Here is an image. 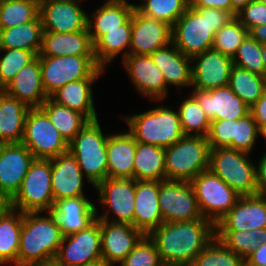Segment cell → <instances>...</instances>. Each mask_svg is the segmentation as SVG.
Instances as JSON below:
<instances>
[{"mask_svg":"<svg viewBox=\"0 0 266 266\" xmlns=\"http://www.w3.org/2000/svg\"><path fill=\"white\" fill-rule=\"evenodd\" d=\"M215 236V225L207 219L164 222L148 235L165 266H190Z\"/></svg>","mask_w":266,"mask_h":266,"instance_id":"6da1fadb","label":"cell"},{"mask_svg":"<svg viewBox=\"0 0 266 266\" xmlns=\"http://www.w3.org/2000/svg\"><path fill=\"white\" fill-rule=\"evenodd\" d=\"M235 16L216 8H192L172 26V43L185 56L193 57L211 49L214 34Z\"/></svg>","mask_w":266,"mask_h":266,"instance_id":"7a4b0ae2","label":"cell"},{"mask_svg":"<svg viewBox=\"0 0 266 266\" xmlns=\"http://www.w3.org/2000/svg\"><path fill=\"white\" fill-rule=\"evenodd\" d=\"M23 213L16 266H32L56 257L63 235L53 218Z\"/></svg>","mask_w":266,"mask_h":266,"instance_id":"3957f363","label":"cell"},{"mask_svg":"<svg viewBox=\"0 0 266 266\" xmlns=\"http://www.w3.org/2000/svg\"><path fill=\"white\" fill-rule=\"evenodd\" d=\"M128 132L136 142L168 147L185 136L179 112L167 106H158L147 112L126 116Z\"/></svg>","mask_w":266,"mask_h":266,"instance_id":"277c9868","label":"cell"},{"mask_svg":"<svg viewBox=\"0 0 266 266\" xmlns=\"http://www.w3.org/2000/svg\"><path fill=\"white\" fill-rule=\"evenodd\" d=\"M107 139L98 119L88 121L69 142V152L76 158L85 177L94 187L107 178Z\"/></svg>","mask_w":266,"mask_h":266,"instance_id":"5b68a950","label":"cell"},{"mask_svg":"<svg viewBox=\"0 0 266 266\" xmlns=\"http://www.w3.org/2000/svg\"><path fill=\"white\" fill-rule=\"evenodd\" d=\"M210 146L207 137L185 135L165 147L166 180L190 182L209 169Z\"/></svg>","mask_w":266,"mask_h":266,"instance_id":"8992f818","label":"cell"},{"mask_svg":"<svg viewBox=\"0 0 266 266\" xmlns=\"http://www.w3.org/2000/svg\"><path fill=\"white\" fill-rule=\"evenodd\" d=\"M249 153L233 148L210 149L209 169L240 196H254L257 192L256 166Z\"/></svg>","mask_w":266,"mask_h":266,"instance_id":"52a82bcc","label":"cell"},{"mask_svg":"<svg viewBox=\"0 0 266 266\" xmlns=\"http://www.w3.org/2000/svg\"><path fill=\"white\" fill-rule=\"evenodd\" d=\"M38 57L42 83L48 97L69 82L98 78L104 73V68L96 63L95 56Z\"/></svg>","mask_w":266,"mask_h":266,"instance_id":"ba28073f","label":"cell"},{"mask_svg":"<svg viewBox=\"0 0 266 266\" xmlns=\"http://www.w3.org/2000/svg\"><path fill=\"white\" fill-rule=\"evenodd\" d=\"M50 159L35 158L19 191L11 199L13 209L22 213L47 212L54 204Z\"/></svg>","mask_w":266,"mask_h":266,"instance_id":"9c48e42d","label":"cell"},{"mask_svg":"<svg viewBox=\"0 0 266 266\" xmlns=\"http://www.w3.org/2000/svg\"><path fill=\"white\" fill-rule=\"evenodd\" d=\"M190 184L203 218L215 226L240 198V195L210 169L199 173Z\"/></svg>","mask_w":266,"mask_h":266,"instance_id":"30bf717a","label":"cell"},{"mask_svg":"<svg viewBox=\"0 0 266 266\" xmlns=\"http://www.w3.org/2000/svg\"><path fill=\"white\" fill-rule=\"evenodd\" d=\"M21 143L37 159H52L69 150V143L41 108L29 110Z\"/></svg>","mask_w":266,"mask_h":266,"instance_id":"8fae6325","label":"cell"},{"mask_svg":"<svg viewBox=\"0 0 266 266\" xmlns=\"http://www.w3.org/2000/svg\"><path fill=\"white\" fill-rule=\"evenodd\" d=\"M158 200L163 223L204 219L190 182L160 181Z\"/></svg>","mask_w":266,"mask_h":266,"instance_id":"7c38bea8","label":"cell"},{"mask_svg":"<svg viewBox=\"0 0 266 266\" xmlns=\"http://www.w3.org/2000/svg\"><path fill=\"white\" fill-rule=\"evenodd\" d=\"M55 259L63 266H88L102 262L100 220L87 229L63 236Z\"/></svg>","mask_w":266,"mask_h":266,"instance_id":"4fadbf2b","label":"cell"},{"mask_svg":"<svg viewBox=\"0 0 266 266\" xmlns=\"http://www.w3.org/2000/svg\"><path fill=\"white\" fill-rule=\"evenodd\" d=\"M107 214L98 216L101 231L102 262L114 266L121 263L125 257L134 249L138 242L145 236L134 226L125 223L109 221Z\"/></svg>","mask_w":266,"mask_h":266,"instance_id":"5bb4252c","label":"cell"},{"mask_svg":"<svg viewBox=\"0 0 266 266\" xmlns=\"http://www.w3.org/2000/svg\"><path fill=\"white\" fill-rule=\"evenodd\" d=\"M171 43L172 26L164 21L147 17L134 9L130 51H125L122 57L125 58L129 54L150 55Z\"/></svg>","mask_w":266,"mask_h":266,"instance_id":"9a60e30c","label":"cell"},{"mask_svg":"<svg viewBox=\"0 0 266 266\" xmlns=\"http://www.w3.org/2000/svg\"><path fill=\"white\" fill-rule=\"evenodd\" d=\"M44 32L72 33L87 28L88 15L76 0H49L40 4Z\"/></svg>","mask_w":266,"mask_h":266,"instance_id":"2e32d148","label":"cell"},{"mask_svg":"<svg viewBox=\"0 0 266 266\" xmlns=\"http://www.w3.org/2000/svg\"><path fill=\"white\" fill-rule=\"evenodd\" d=\"M63 236L87 229L97 220V208L85 196L55 200L48 212Z\"/></svg>","mask_w":266,"mask_h":266,"instance_id":"e0dca14e","label":"cell"},{"mask_svg":"<svg viewBox=\"0 0 266 266\" xmlns=\"http://www.w3.org/2000/svg\"><path fill=\"white\" fill-rule=\"evenodd\" d=\"M192 86L194 89L212 90L228 86L232 58L213 48L193 56Z\"/></svg>","mask_w":266,"mask_h":266,"instance_id":"ac0fdd59","label":"cell"},{"mask_svg":"<svg viewBox=\"0 0 266 266\" xmlns=\"http://www.w3.org/2000/svg\"><path fill=\"white\" fill-rule=\"evenodd\" d=\"M34 155L20 144H4L0 150V195L12 199L34 161Z\"/></svg>","mask_w":266,"mask_h":266,"instance_id":"d6986e66","label":"cell"},{"mask_svg":"<svg viewBox=\"0 0 266 266\" xmlns=\"http://www.w3.org/2000/svg\"><path fill=\"white\" fill-rule=\"evenodd\" d=\"M100 203L109 207L115 217V223L133 226L135 209V179L106 178L96 187Z\"/></svg>","mask_w":266,"mask_h":266,"instance_id":"ffe728a7","label":"cell"},{"mask_svg":"<svg viewBox=\"0 0 266 266\" xmlns=\"http://www.w3.org/2000/svg\"><path fill=\"white\" fill-rule=\"evenodd\" d=\"M192 96L210 121L239 119L249 113L250 107L229 86L212 90L194 89Z\"/></svg>","mask_w":266,"mask_h":266,"instance_id":"44dd1931","label":"cell"},{"mask_svg":"<svg viewBox=\"0 0 266 266\" xmlns=\"http://www.w3.org/2000/svg\"><path fill=\"white\" fill-rule=\"evenodd\" d=\"M133 85L145 97L161 101L167 95V85L161 70L149 55L129 54L123 59Z\"/></svg>","mask_w":266,"mask_h":266,"instance_id":"7402d4cb","label":"cell"},{"mask_svg":"<svg viewBox=\"0 0 266 266\" xmlns=\"http://www.w3.org/2000/svg\"><path fill=\"white\" fill-rule=\"evenodd\" d=\"M266 228V198L240 196L235 206L216 224V231H250Z\"/></svg>","mask_w":266,"mask_h":266,"instance_id":"603a6c76","label":"cell"},{"mask_svg":"<svg viewBox=\"0 0 266 266\" xmlns=\"http://www.w3.org/2000/svg\"><path fill=\"white\" fill-rule=\"evenodd\" d=\"M160 181L135 180L133 226L148 236L163 223L158 193Z\"/></svg>","mask_w":266,"mask_h":266,"instance_id":"cb8c5ba5","label":"cell"},{"mask_svg":"<svg viewBox=\"0 0 266 266\" xmlns=\"http://www.w3.org/2000/svg\"><path fill=\"white\" fill-rule=\"evenodd\" d=\"M52 166L51 185L55 200L85 196L83 173L76 158L69 152L50 159Z\"/></svg>","mask_w":266,"mask_h":266,"instance_id":"d4e9b609","label":"cell"},{"mask_svg":"<svg viewBox=\"0 0 266 266\" xmlns=\"http://www.w3.org/2000/svg\"><path fill=\"white\" fill-rule=\"evenodd\" d=\"M3 91L30 108H40L48 96L42 83L39 57L37 56L31 63L24 66Z\"/></svg>","mask_w":266,"mask_h":266,"instance_id":"484cf974","label":"cell"},{"mask_svg":"<svg viewBox=\"0 0 266 266\" xmlns=\"http://www.w3.org/2000/svg\"><path fill=\"white\" fill-rule=\"evenodd\" d=\"M95 56L88 27L72 33L43 32L42 48L38 56Z\"/></svg>","mask_w":266,"mask_h":266,"instance_id":"4316f807","label":"cell"},{"mask_svg":"<svg viewBox=\"0 0 266 266\" xmlns=\"http://www.w3.org/2000/svg\"><path fill=\"white\" fill-rule=\"evenodd\" d=\"M136 141L129 133L108 135L107 178L134 179Z\"/></svg>","mask_w":266,"mask_h":266,"instance_id":"83f0119b","label":"cell"},{"mask_svg":"<svg viewBox=\"0 0 266 266\" xmlns=\"http://www.w3.org/2000/svg\"><path fill=\"white\" fill-rule=\"evenodd\" d=\"M149 56L161 70L167 87L171 84L177 85L180 89L182 86L192 85L191 64L194 62L191 57L183 55L173 43L155 50Z\"/></svg>","mask_w":266,"mask_h":266,"instance_id":"f1b7e54d","label":"cell"},{"mask_svg":"<svg viewBox=\"0 0 266 266\" xmlns=\"http://www.w3.org/2000/svg\"><path fill=\"white\" fill-rule=\"evenodd\" d=\"M31 108L0 90V140L4 144H20L27 114Z\"/></svg>","mask_w":266,"mask_h":266,"instance_id":"f546056e","label":"cell"},{"mask_svg":"<svg viewBox=\"0 0 266 266\" xmlns=\"http://www.w3.org/2000/svg\"><path fill=\"white\" fill-rule=\"evenodd\" d=\"M97 78L72 81L55 91L50 98L59 105L83 114L89 121L98 119L93 101L92 84Z\"/></svg>","mask_w":266,"mask_h":266,"instance_id":"4dcf8cb0","label":"cell"},{"mask_svg":"<svg viewBox=\"0 0 266 266\" xmlns=\"http://www.w3.org/2000/svg\"><path fill=\"white\" fill-rule=\"evenodd\" d=\"M135 4L126 0H107L90 18L87 27L93 44L103 35V30L122 29V25L132 16ZM94 28V29H93Z\"/></svg>","mask_w":266,"mask_h":266,"instance_id":"1f68e13d","label":"cell"},{"mask_svg":"<svg viewBox=\"0 0 266 266\" xmlns=\"http://www.w3.org/2000/svg\"><path fill=\"white\" fill-rule=\"evenodd\" d=\"M40 16L31 22L7 29H0V49H24L40 54L43 40Z\"/></svg>","mask_w":266,"mask_h":266,"instance_id":"d6a6232c","label":"cell"},{"mask_svg":"<svg viewBox=\"0 0 266 266\" xmlns=\"http://www.w3.org/2000/svg\"><path fill=\"white\" fill-rule=\"evenodd\" d=\"M133 166L135 180H166L165 148L136 142Z\"/></svg>","mask_w":266,"mask_h":266,"instance_id":"836d02e7","label":"cell"},{"mask_svg":"<svg viewBox=\"0 0 266 266\" xmlns=\"http://www.w3.org/2000/svg\"><path fill=\"white\" fill-rule=\"evenodd\" d=\"M132 16L122 25V29L103 30V35L94 43L96 63L105 68L121 51L130 47Z\"/></svg>","mask_w":266,"mask_h":266,"instance_id":"e575fe53","label":"cell"},{"mask_svg":"<svg viewBox=\"0 0 266 266\" xmlns=\"http://www.w3.org/2000/svg\"><path fill=\"white\" fill-rule=\"evenodd\" d=\"M51 123L69 143L89 121L83 114L54 102L50 97L40 106Z\"/></svg>","mask_w":266,"mask_h":266,"instance_id":"d590c367","label":"cell"},{"mask_svg":"<svg viewBox=\"0 0 266 266\" xmlns=\"http://www.w3.org/2000/svg\"><path fill=\"white\" fill-rule=\"evenodd\" d=\"M228 86L251 107L266 92V77L232 65Z\"/></svg>","mask_w":266,"mask_h":266,"instance_id":"8d00e7d4","label":"cell"},{"mask_svg":"<svg viewBox=\"0 0 266 266\" xmlns=\"http://www.w3.org/2000/svg\"><path fill=\"white\" fill-rule=\"evenodd\" d=\"M11 209L0 221V265L17 262L23 213Z\"/></svg>","mask_w":266,"mask_h":266,"instance_id":"74e56055","label":"cell"},{"mask_svg":"<svg viewBox=\"0 0 266 266\" xmlns=\"http://www.w3.org/2000/svg\"><path fill=\"white\" fill-rule=\"evenodd\" d=\"M216 237L245 260L260 244L266 242V228L250 231H216Z\"/></svg>","mask_w":266,"mask_h":266,"instance_id":"f35d334b","label":"cell"},{"mask_svg":"<svg viewBox=\"0 0 266 266\" xmlns=\"http://www.w3.org/2000/svg\"><path fill=\"white\" fill-rule=\"evenodd\" d=\"M40 5L35 0H3L0 3V29H7L39 17Z\"/></svg>","mask_w":266,"mask_h":266,"instance_id":"ab89813d","label":"cell"},{"mask_svg":"<svg viewBox=\"0 0 266 266\" xmlns=\"http://www.w3.org/2000/svg\"><path fill=\"white\" fill-rule=\"evenodd\" d=\"M144 3L135 5L141 14L164 21L170 26L183 15L189 7V0H143Z\"/></svg>","mask_w":266,"mask_h":266,"instance_id":"60d3db41","label":"cell"},{"mask_svg":"<svg viewBox=\"0 0 266 266\" xmlns=\"http://www.w3.org/2000/svg\"><path fill=\"white\" fill-rule=\"evenodd\" d=\"M178 112L185 135L208 136L211 121L206 117L205 112L192 95L183 100Z\"/></svg>","mask_w":266,"mask_h":266,"instance_id":"b9f144b4","label":"cell"},{"mask_svg":"<svg viewBox=\"0 0 266 266\" xmlns=\"http://www.w3.org/2000/svg\"><path fill=\"white\" fill-rule=\"evenodd\" d=\"M190 266H245V260L215 236Z\"/></svg>","mask_w":266,"mask_h":266,"instance_id":"7bdbcfd3","label":"cell"},{"mask_svg":"<svg viewBox=\"0 0 266 266\" xmlns=\"http://www.w3.org/2000/svg\"><path fill=\"white\" fill-rule=\"evenodd\" d=\"M248 36V29L235 17L214 34L212 48L232 58Z\"/></svg>","mask_w":266,"mask_h":266,"instance_id":"ee69618b","label":"cell"},{"mask_svg":"<svg viewBox=\"0 0 266 266\" xmlns=\"http://www.w3.org/2000/svg\"><path fill=\"white\" fill-rule=\"evenodd\" d=\"M0 51H6V54L0 58V90H3L37 55L33 51L24 49H0Z\"/></svg>","mask_w":266,"mask_h":266,"instance_id":"f6af8a7d","label":"cell"},{"mask_svg":"<svg viewBox=\"0 0 266 266\" xmlns=\"http://www.w3.org/2000/svg\"><path fill=\"white\" fill-rule=\"evenodd\" d=\"M232 61L233 65L264 76L261 43L249 36L239 46Z\"/></svg>","mask_w":266,"mask_h":266,"instance_id":"bcb514c9","label":"cell"},{"mask_svg":"<svg viewBox=\"0 0 266 266\" xmlns=\"http://www.w3.org/2000/svg\"><path fill=\"white\" fill-rule=\"evenodd\" d=\"M258 135H261L260 130L250 112L239 119H234L233 149L251 153Z\"/></svg>","mask_w":266,"mask_h":266,"instance_id":"7dc6e473","label":"cell"},{"mask_svg":"<svg viewBox=\"0 0 266 266\" xmlns=\"http://www.w3.org/2000/svg\"><path fill=\"white\" fill-rule=\"evenodd\" d=\"M119 264L121 266H164L156 245L148 236H144Z\"/></svg>","mask_w":266,"mask_h":266,"instance_id":"c3c4849f","label":"cell"},{"mask_svg":"<svg viewBox=\"0 0 266 266\" xmlns=\"http://www.w3.org/2000/svg\"><path fill=\"white\" fill-rule=\"evenodd\" d=\"M234 119L211 121L207 136L210 149L233 148Z\"/></svg>","mask_w":266,"mask_h":266,"instance_id":"681fc988","label":"cell"},{"mask_svg":"<svg viewBox=\"0 0 266 266\" xmlns=\"http://www.w3.org/2000/svg\"><path fill=\"white\" fill-rule=\"evenodd\" d=\"M236 18L248 30L254 26L266 24V5L260 0H252L236 14Z\"/></svg>","mask_w":266,"mask_h":266,"instance_id":"f907efd6","label":"cell"},{"mask_svg":"<svg viewBox=\"0 0 266 266\" xmlns=\"http://www.w3.org/2000/svg\"><path fill=\"white\" fill-rule=\"evenodd\" d=\"M249 112L260 131L266 127V92L250 107Z\"/></svg>","mask_w":266,"mask_h":266,"instance_id":"816d5d0a","label":"cell"},{"mask_svg":"<svg viewBox=\"0 0 266 266\" xmlns=\"http://www.w3.org/2000/svg\"><path fill=\"white\" fill-rule=\"evenodd\" d=\"M192 8H216L232 13L231 0H189Z\"/></svg>","mask_w":266,"mask_h":266,"instance_id":"f5cc1de1","label":"cell"},{"mask_svg":"<svg viewBox=\"0 0 266 266\" xmlns=\"http://www.w3.org/2000/svg\"><path fill=\"white\" fill-rule=\"evenodd\" d=\"M257 192L256 195L266 198V153L256 166Z\"/></svg>","mask_w":266,"mask_h":266,"instance_id":"db71d44e","label":"cell"},{"mask_svg":"<svg viewBox=\"0 0 266 266\" xmlns=\"http://www.w3.org/2000/svg\"><path fill=\"white\" fill-rule=\"evenodd\" d=\"M245 266H266V242L260 244L245 259Z\"/></svg>","mask_w":266,"mask_h":266,"instance_id":"11a10c76","label":"cell"},{"mask_svg":"<svg viewBox=\"0 0 266 266\" xmlns=\"http://www.w3.org/2000/svg\"><path fill=\"white\" fill-rule=\"evenodd\" d=\"M248 35L251 39L256 40L258 43H266V24L250 28L248 30Z\"/></svg>","mask_w":266,"mask_h":266,"instance_id":"9f6ffc18","label":"cell"},{"mask_svg":"<svg viewBox=\"0 0 266 266\" xmlns=\"http://www.w3.org/2000/svg\"><path fill=\"white\" fill-rule=\"evenodd\" d=\"M12 208L11 199L0 195V221Z\"/></svg>","mask_w":266,"mask_h":266,"instance_id":"6f0895ef","label":"cell"},{"mask_svg":"<svg viewBox=\"0 0 266 266\" xmlns=\"http://www.w3.org/2000/svg\"><path fill=\"white\" fill-rule=\"evenodd\" d=\"M251 1L252 0H231L232 14L236 17V14Z\"/></svg>","mask_w":266,"mask_h":266,"instance_id":"680465c9","label":"cell"},{"mask_svg":"<svg viewBox=\"0 0 266 266\" xmlns=\"http://www.w3.org/2000/svg\"><path fill=\"white\" fill-rule=\"evenodd\" d=\"M32 266H63L55 258L43 261L41 263L34 264Z\"/></svg>","mask_w":266,"mask_h":266,"instance_id":"91938a15","label":"cell"},{"mask_svg":"<svg viewBox=\"0 0 266 266\" xmlns=\"http://www.w3.org/2000/svg\"><path fill=\"white\" fill-rule=\"evenodd\" d=\"M262 60L264 65V76L266 77V43L261 44Z\"/></svg>","mask_w":266,"mask_h":266,"instance_id":"94428289","label":"cell"},{"mask_svg":"<svg viewBox=\"0 0 266 266\" xmlns=\"http://www.w3.org/2000/svg\"><path fill=\"white\" fill-rule=\"evenodd\" d=\"M88 266H109V265H106L104 262H98V263L88 265Z\"/></svg>","mask_w":266,"mask_h":266,"instance_id":"6125c7cd","label":"cell"},{"mask_svg":"<svg viewBox=\"0 0 266 266\" xmlns=\"http://www.w3.org/2000/svg\"><path fill=\"white\" fill-rule=\"evenodd\" d=\"M261 136H263L266 139V127H264L261 131Z\"/></svg>","mask_w":266,"mask_h":266,"instance_id":"be15d7a7","label":"cell"},{"mask_svg":"<svg viewBox=\"0 0 266 266\" xmlns=\"http://www.w3.org/2000/svg\"><path fill=\"white\" fill-rule=\"evenodd\" d=\"M39 5L43 2L49 1V0H35Z\"/></svg>","mask_w":266,"mask_h":266,"instance_id":"e7e4bbea","label":"cell"},{"mask_svg":"<svg viewBox=\"0 0 266 266\" xmlns=\"http://www.w3.org/2000/svg\"><path fill=\"white\" fill-rule=\"evenodd\" d=\"M4 145V143L0 140V150H1V147Z\"/></svg>","mask_w":266,"mask_h":266,"instance_id":"03108f58","label":"cell"},{"mask_svg":"<svg viewBox=\"0 0 266 266\" xmlns=\"http://www.w3.org/2000/svg\"><path fill=\"white\" fill-rule=\"evenodd\" d=\"M264 5H266V0H260Z\"/></svg>","mask_w":266,"mask_h":266,"instance_id":"003e7915","label":"cell"}]
</instances>
